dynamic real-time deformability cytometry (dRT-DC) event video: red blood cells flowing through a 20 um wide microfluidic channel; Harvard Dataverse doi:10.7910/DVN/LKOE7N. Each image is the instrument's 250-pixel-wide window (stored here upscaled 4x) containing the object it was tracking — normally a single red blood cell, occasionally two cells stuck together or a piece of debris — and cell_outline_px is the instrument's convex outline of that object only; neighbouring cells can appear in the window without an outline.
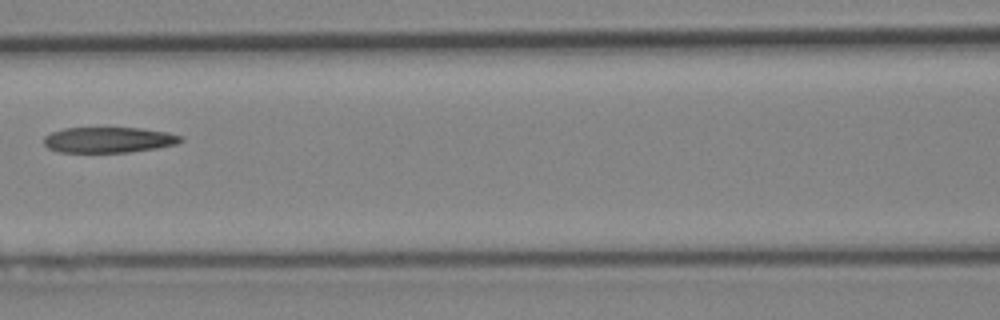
{"species": "Egyptian fruit bat (a non-hibernating species)", "species_latin": "Rousettus aegyptiacus", "temperature_condition": "cold", "stored_images_in_passage": 6, "camera_frame_rate_fps": 3000, "um_per_image_px": 0.085, "animal": {"sex": "female"}, "frame": {"image": 1, "passage_image": 6, "time_ms": 6.667, "image_size_px": [1000, 320], "cell_outline_px": [[184, 140], [176, 144], [156, 148], [128, 152], [60, 152], [48, 148], [44, 144], [44, 136], [52, 132], [64, 128], [140, 128], [168, 132], [184, 136]], "centroid_in_image_um": [9.26, 11.88], "position_along_channel_um": 157.3, "area_um2": 20.46}}